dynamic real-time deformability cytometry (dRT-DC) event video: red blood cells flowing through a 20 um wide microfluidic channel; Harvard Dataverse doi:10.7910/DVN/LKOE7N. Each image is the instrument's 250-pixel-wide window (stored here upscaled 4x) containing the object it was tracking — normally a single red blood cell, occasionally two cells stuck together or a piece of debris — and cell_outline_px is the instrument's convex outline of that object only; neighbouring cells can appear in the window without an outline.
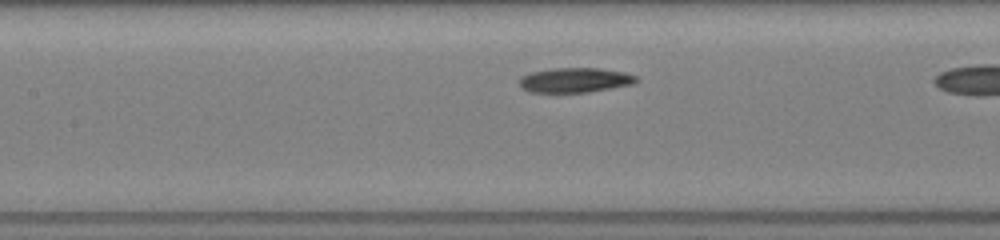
{"species": "common noctule bat (a hibernating species)", "species_latin": "Nyctalus noctula", "temperature_condition": "room temperature", "stored_images_in_passage": 21, "segment_of_instrument_passage": [2, 2], "camera_frame_rate_fps": 3000, "um_per_image_px": 0.085, "animal": {"sex": "female", "body_mass_g": 19.5, "forearm_length_mm": 54.1}, "frame": {"image": 1, "passage_image": 17, "time_ms": 5.333, "image_size_px": [1000, 240], "cell_outline_px": [[640, 80], [632, 84], [612, 88], [588, 92], [528, 92], [520, 88], [520, 76], [532, 72], [552, 68], [600, 68], [624, 72], [636, 76]], "centroid_in_image_um": [48.86, 6.81], "position_along_channel_um": 158.5, "area_um2": 16.94}}
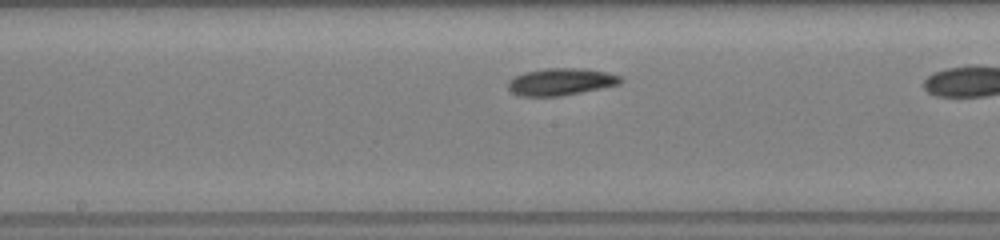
{"frame": {"image": 2, "passage_image": 20, "time_ms": 6.333, "image_size_px": [1000, 240], "cell_outline_px": [[624, 80], [620, 84], [560, 96], [520, 96], [512, 92], [508, 88], [508, 80], [524, 72], [548, 68], [584, 68], [604, 72], [620, 76]], "centroid_in_image_um": [47.66, 6.95], "position_along_channel_um": 200.5, "area_um2": 17.63}}